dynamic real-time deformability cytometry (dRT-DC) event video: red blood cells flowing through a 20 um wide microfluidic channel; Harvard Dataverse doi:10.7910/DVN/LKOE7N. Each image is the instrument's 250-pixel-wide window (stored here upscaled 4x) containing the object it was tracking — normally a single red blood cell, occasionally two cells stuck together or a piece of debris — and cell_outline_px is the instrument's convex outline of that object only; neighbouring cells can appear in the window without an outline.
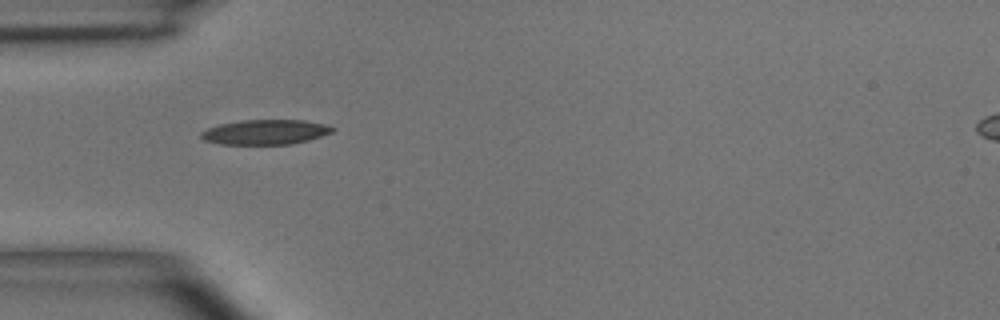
{"species": "common noctule bat (a hibernating species)", "species_latin": "Nyctalus noctula", "temperature_condition": "room temperature", "stored_images_in_passage": 2, "camera_frame_rate_fps": 3000, "um_per_image_px": 0.085, "animal": {"sex": "male", "body_mass_g": 15.6}, "frame": {"image": 1, "passage_image": 1, "time_ms": 0.0, "image_size_px": [1000, 320], "cell_outline_px": [[336, 128], [332, 132], [308, 140], [292, 144], [220, 144], [204, 140], [200, 136], [200, 132], [208, 128], [220, 124], [240, 120], [304, 120], [324, 124]], "centroid_in_image_um": [22.54, 11.22], "position_along_channel_um": 62.5, "area_um2": 18.96}}